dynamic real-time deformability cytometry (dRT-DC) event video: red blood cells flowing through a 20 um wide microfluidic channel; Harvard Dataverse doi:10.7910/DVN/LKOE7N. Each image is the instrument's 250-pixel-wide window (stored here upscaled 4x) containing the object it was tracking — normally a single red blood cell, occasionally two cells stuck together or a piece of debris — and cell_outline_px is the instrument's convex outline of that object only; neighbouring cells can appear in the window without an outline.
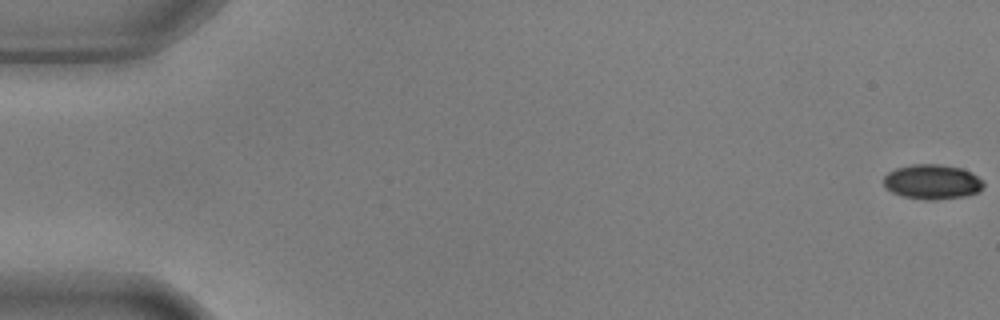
{"species": "common noctule bat (a hibernating species)", "species_latin": "Nyctalus noctula", "temperature_condition": "warm", "stored_images_in_passage": 7, "camera_frame_rate_fps": 3000, "um_per_image_px": 0.085, "animal": {"sex": "male", "body_mass_g": 17.9, "forearm_length_mm": 54.2}, "frame": {"image": 1, "passage_image": 1, "time_ms": 0.0, "image_size_px": [1000, 320], "cell_outline_px": [[984, 188], [980, 192], [964, 196], [936, 200], [924, 200], [900, 196], [884, 188], [884, 176], [888, 172], [896, 168], [912, 164], [940, 164], [964, 168], [972, 172], [984, 180]], "centroid_in_image_um": [79.27, 15.46], "position_along_channel_um": 5.7, "area_um2": 20.75}}